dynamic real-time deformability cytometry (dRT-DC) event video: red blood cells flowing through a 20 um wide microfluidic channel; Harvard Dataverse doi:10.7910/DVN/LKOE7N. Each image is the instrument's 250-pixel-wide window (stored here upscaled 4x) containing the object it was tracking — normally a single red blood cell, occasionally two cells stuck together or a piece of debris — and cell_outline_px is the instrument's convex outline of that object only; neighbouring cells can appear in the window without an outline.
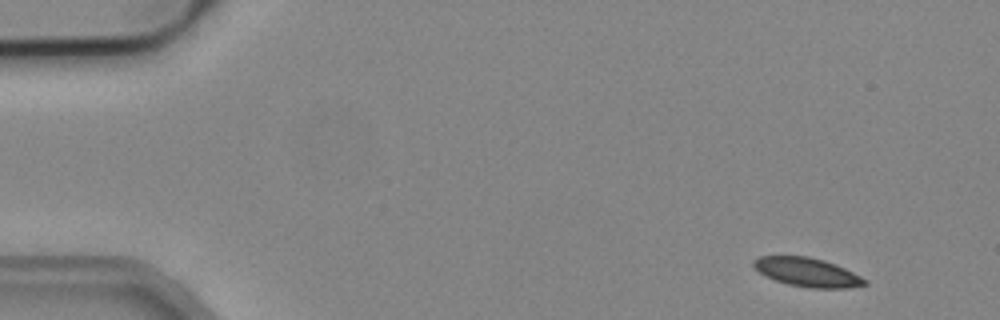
{"species": "common noctule bat (a hibernating species)", "species_latin": "Nyctalus noctula", "temperature_condition": "cold", "stored_images_in_passage": 4, "camera_frame_rate_fps": 3000, "um_per_image_px": 0.085, "animal": {"sex": "male", "body_mass_g": 19.2, "forearm_length_mm": 51.8}, "frame": {"image": 1, "passage_image": 1, "time_ms": 0.0, "image_size_px": [1000, 320], "cell_outline_px": [[868, 284], [848, 288], [808, 288], [788, 284], [776, 280], [760, 272], [752, 264], [752, 260], [760, 256], [808, 256], [824, 260], [836, 264], [868, 280]], "centroid_in_image_um": [68.65, 23.14], "position_along_channel_um": 16.4, "area_um2": 18.61}}
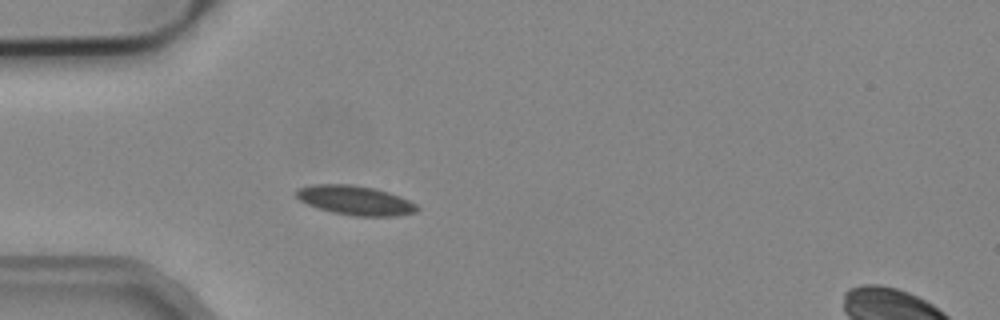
{"frame": {"image": 2, "passage_image": 4, "time_ms": 1.0, "image_size_px": [1000, 320], "cell_outline_px": [[420, 208], [416, 212], [396, 216], [352, 216], [332, 212], [308, 204], [300, 200], [296, 196], [296, 188], [312, 184], [348, 184], [372, 188], [388, 192], [408, 200], [416, 204]], "centroid_in_image_um": [30.18, 17.03], "position_along_channel_um": 54.8, "area_um2": 20.52}}